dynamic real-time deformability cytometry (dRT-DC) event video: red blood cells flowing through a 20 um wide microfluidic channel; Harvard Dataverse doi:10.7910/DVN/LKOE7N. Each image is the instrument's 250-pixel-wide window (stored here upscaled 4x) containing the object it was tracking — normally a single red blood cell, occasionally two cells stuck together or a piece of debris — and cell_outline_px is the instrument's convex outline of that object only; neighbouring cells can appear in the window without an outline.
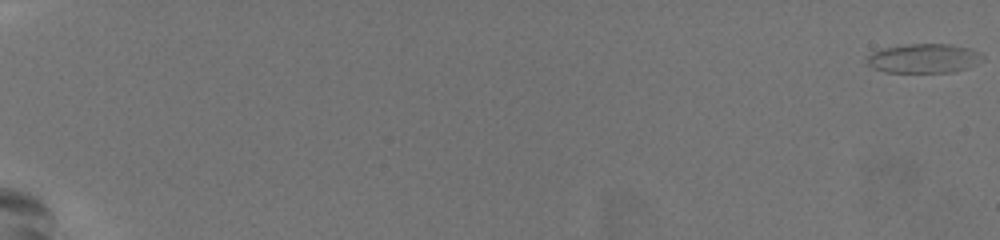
{"species": "common noctule bat (a hibernating species)", "species_latin": "Nyctalus noctula", "temperature_condition": "warm", "stored_images_in_passage": 60, "camera_frame_rate_fps": 3000, "um_per_image_px": 0.085, "animal": {"sex": "female", "body_mass_g": 19.5, "forearm_length_mm": 54.1}, "frame": {"image": 1, "passage_image": 1, "time_ms": 0.0, "image_size_px": [1000, 240], "cell_outline_px": [[984, 56], [964, 68], [952, 72], [884, 72], [868, 64], [868, 56], [872, 52], [880, 48], [904, 44], [948, 44], [972, 48], [980, 52]], "centroid_in_image_um": [78.47, 4.94], "position_along_channel_um": 6.5, "area_um2": 19.42}}
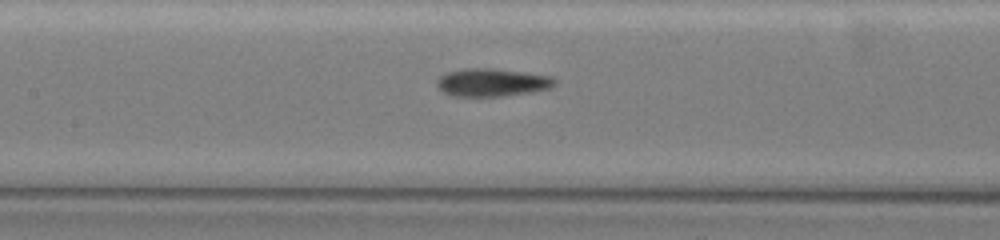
{"frame": {"image": 2, "passage_image": 33, "time_ms": 10.667, "image_size_px": [1000, 240], "cell_outline_px": [[556, 84], [548, 88], [528, 92], [500, 96], [452, 96], [444, 92], [436, 84], [436, 80], [440, 76], [448, 72], [464, 68], [492, 68], [524, 72], [552, 76], [556, 80]], "centroid_in_image_um": [41.8, 6.99], "position_along_channel_um": 165.6, "area_um2": 19.02}}
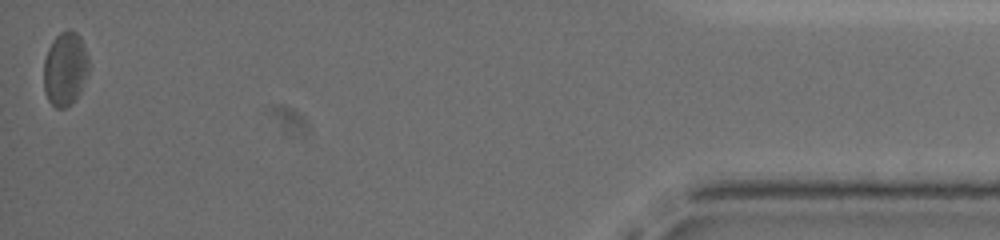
{"frame": {"image": 3, "passage_image": 60, "time_ms": 19.667, "image_size_px": [1000, 240], "cell_outline_px": [[88, 72], [80, 92], [72, 104], [64, 108], [56, 108], [48, 100], [44, 92], [44, 60], [48, 48], [52, 40], [60, 32], [68, 28], [76, 32], [80, 36], [88, 56]], "centroid_in_image_um": [5.53, 5.84], "position_along_channel_um": 429.7, "area_um2": 19.54}, "authors_computed_cell_mechanics": {"area_um2": 18.2937, "velocity_mm_per_s": 3.7595, "shape_relaxation_time_tau1_ms": 7.93, "shape_relaxation_time_tau2_ms": 2.3127, "deformation_change_tau1": 0.1956, "deformation_change_tau2": 0.0862}}